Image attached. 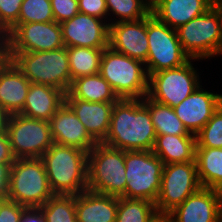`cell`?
Here are the masks:
<instances>
[{
    "instance_id": "cell-1",
    "label": "cell",
    "mask_w": 222,
    "mask_h": 222,
    "mask_svg": "<svg viewBox=\"0 0 222 222\" xmlns=\"http://www.w3.org/2000/svg\"><path fill=\"white\" fill-rule=\"evenodd\" d=\"M156 131L142 99H119L113 106L110 128L102 144L124 151H152Z\"/></svg>"
},
{
    "instance_id": "cell-2",
    "label": "cell",
    "mask_w": 222,
    "mask_h": 222,
    "mask_svg": "<svg viewBox=\"0 0 222 222\" xmlns=\"http://www.w3.org/2000/svg\"><path fill=\"white\" fill-rule=\"evenodd\" d=\"M54 194L77 195L88 189V153L53 143L41 156Z\"/></svg>"
},
{
    "instance_id": "cell-3",
    "label": "cell",
    "mask_w": 222,
    "mask_h": 222,
    "mask_svg": "<svg viewBox=\"0 0 222 222\" xmlns=\"http://www.w3.org/2000/svg\"><path fill=\"white\" fill-rule=\"evenodd\" d=\"M23 75L34 84L49 85L65 94L71 86L67 47L51 51L6 52Z\"/></svg>"
},
{
    "instance_id": "cell-4",
    "label": "cell",
    "mask_w": 222,
    "mask_h": 222,
    "mask_svg": "<svg viewBox=\"0 0 222 222\" xmlns=\"http://www.w3.org/2000/svg\"><path fill=\"white\" fill-rule=\"evenodd\" d=\"M53 195L41 158H19L10 166L7 199L30 208L43 206Z\"/></svg>"
},
{
    "instance_id": "cell-5",
    "label": "cell",
    "mask_w": 222,
    "mask_h": 222,
    "mask_svg": "<svg viewBox=\"0 0 222 222\" xmlns=\"http://www.w3.org/2000/svg\"><path fill=\"white\" fill-rule=\"evenodd\" d=\"M145 64L106 47L99 74L110 84L119 99H142L148 92L149 76Z\"/></svg>"
},
{
    "instance_id": "cell-6",
    "label": "cell",
    "mask_w": 222,
    "mask_h": 222,
    "mask_svg": "<svg viewBox=\"0 0 222 222\" xmlns=\"http://www.w3.org/2000/svg\"><path fill=\"white\" fill-rule=\"evenodd\" d=\"M178 40L186 54L195 60L221 54L222 0L206 13L176 29Z\"/></svg>"
},
{
    "instance_id": "cell-7",
    "label": "cell",
    "mask_w": 222,
    "mask_h": 222,
    "mask_svg": "<svg viewBox=\"0 0 222 222\" xmlns=\"http://www.w3.org/2000/svg\"><path fill=\"white\" fill-rule=\"evenodd\" d=\"M88 190L121 197L126 189L124 150L97 143L88 153Z\"/></svg>"
},
{
    "instance_id": "cell-8",
    "label": "cell",
    "mask_w": 222,
    "mask_h": 222,
    "mask_svg": "<svg viewBox=\"0 0 222 222\" xmlns=\"http://www.w3.org/2000/svg\"><path fill=\"white\" fill-rule=\"evenodd\" d=\"M126 189L121 196L155 203L161 187L164 163L152 151H124Z\"/></svg>"
},
{
    "instance_id": "cell-9",
    "label": "cell",
    "mask_w": 222,
    "mask_h": 222,
    "mask_svg": "<svg viewBox=\"0 0 222 222\" xmlns=\"http://www.w3.org/2000/svg\"><path fill=\"white\" fill-rule=\"evenodd\" d=\"M147 36L149 49L145 67L148 76L195 60L183 50L176 29L160 22L152 12L147 16Z\"/></svg>"
},
{
    "instance_id": "cell-10",
    "label": "cell",
    "mask_w": 222,
    "mask_h": 222,
    "mask_svg": "<svg viewBox=\"0 0 222 222\" xmlns=\"http://www.w3.org/2000/svg\"><path fill=\"white\" fill-rule=\"evenodd\" d=\"M6 132L16 159L41 158L53 144L48 121L22 114L9 115Z\"/></svg>"
},
{
    "instance_id": "cell-11",
    "label": "cell",
    "mask_w": 222,
    "mask_h": 222,
    "mask_svg": "<svg viewBox=\"0 0 222 222\" xmlns=\"http://www.w3.org/2000/svg\"><path fill=\"white\" fill-rule=\"evenodd\" d=\"M200 188L196 161L164 165L161 187L155 202L158 215L165 217Z\"/></svg>"
},
{
    "instance_id": "cell-12",
    "label": "cell",
    "mask_w": 222,
    "mask_h": 222,
    "mask_svg": "<svg viewBox=\"0 0 222 222\" xmlns=\"http://www.w3.org/2000/svg\"><path fill=\"white\" fill-rule=\"evenodd\" d=\"M191 62L150 74L147 96L172 108L180 104L200 85L199 75Z\"/></svg>"
},
{
    "instance_id": "cell-13",
    "label": "cell",
    "mask_w": 222,
    "mask_h": 222,
    "mask_svg": "<svg viewBox=\"0 0 222 222\" xmlns=\"http://www.w3.org/2000/svg\"><path fill=\"white\" fill-rule=\"evenodd\" d=\"M6 52L51 51L64 47L61 25L53 22L15 23L7 31Z\"/></svg>"
},
{
    "instance_id": "cell-14",
    "label": "cell",
    "mask_w": 222,
    "mask_h": 222,
    "mask_svg": "<svg viewBox=\"0 0 222 222\" xmlns=\"http://www.w3.org/2000/svg\"><path fill=\"white\" fill-rule=\"evenodd\" d=\"M60 25L65 47L105 49L109 46V24L105 19L78 12Z\"/></svg>"
},
{
    "instance_id": "cell-15",
    "label": "cell",
    "mask_w": 222,
    "mask_h": 222,
    "mask_svg": "<svg viewBox=\"0 0 222 222\" xmlns=\"http://www.w3.org/2000/svg\"><path fill=\"white\" fill-rule=\"evenodd\" d=\"M222 214V191L201 187L169 212L167 222H218Z\"/></svg>"
},
{
    "instance_id": "cell-16",
    "label": "cell",
    "mask_w": 222,
    "mask_h": 222,
    "mask_svg": "<svg viewBox=\"0 0 222 222\" xmlns=\"http://www.w3.org/2000/svg\"><path fill=\"white\" fill-rule=\"evenodd\" d=\"M109 24V47L145 64L148 57L147 17Z\"/></svg>"
},
{
    "instance_id": "cell-17",
    "label": "cell",
    "mask_w": 222,
    "mask_h": 222,
    "mask_svg": "<svg viewBox=\"0 0 222 222\" xmlns=\"http://www.w3.org/2000/svg\"><path fill=\"white\" fill-rule=\"evenodd\" d=\"M198 86L180 104L173 107L189 133L196 135L222 105V95L205 91Z\"/></svg>"
},
{
    "instance_id": "cell-18",
    "label": "cell",
    "mask_w": 222,
    "mask_h": 222,
    "mask_svg": "<svg viewBox=\"0 0 222 222\" xmlns=\"http://www.w3.org/2000/svg\"><path fill=\"white\" fill-rule=\"evenodd\" d=\"M49 123L53 143L76 147L87 153L97 144L65 102Z\"/></svg>"
},
{
    "instance_id": "cell-19",
    "label": "cell",
    "mask_w": 222,
    "mask_h": 222,
    "mask_svg": "<svg viewBox=\"0 0 222 222\" xmlns=\"http://www.w3.org/2000/svg\"><path fill=\"white\" fill-rule=\"evenodd\" d=\"M31 82L10 60L0 63V105L9 114H20Z\"/></svg>"
},
{
    "instance_id": "cell-20",
    "label": "cell",
    "mask_w": 222,
    "mask_h": 222,
    "mask_svg": "<svg viewBox=\"0 0 222 222\" xmlns=\"http://www.w3.org/2000/svg\"><path fill=\"white\" fill-rule=\"evenodd\" d=\"M90 136L102 143L109 131L113 106L116 102H89L78 98H65Z\"/></svg>"
},
{
    "instance_id": "cell-21",
    "label": "cell",
    "mask_w": 222,
    "mask_h": 222,
    "mask_svg": "<svg viewBox=\"0 0 222 222\" xmlns=\"http://www.w3.org/2000/svg\"><path fill=\"white\" fill-rule=\"evenodd\" d=\"M219 0H158L152 7V14L173 29L201 16Z\"/></svg>"
},
{
    "instance_id": "cell-22",
    "label": "cell",
    "mask_w": 222,
    "mask_h": 222,
    "mask_svg": "<svg viewBox=\"0 0 222 222\" xmlns=\"http://www.w3.org/2000/svg\"><path fill=\"white\" fill-rule=\"evenodd\" d=\"M118 197L85 190L75 195L77 222H115Z\"/></svg>"
},
{
    "instance_id": "cell-23",
    "label": "cell",
    "mask_w": 222,
    "mask_h": 222,
    "mask_svg": "<svg viewBox=\"0 0 222 222\" xmlns=\"http://www.w3.org/2000/svg\"><path fill=\"white\" fill-rule=\"evenodd\" d=\"M65 93L55 87L30 84L26 102L20 114L38 120L50 121L65 102Z\"/></svg>"
},
{
    "instance_id": "cell-24",
    "label": "cell",
    "mask_w": 222,
    "mask_h": 222,
    "mask_svg": "<svg viewBox=\"0 0 222 222\" xmlns=\"http://www.w3.org/2000/svg\"><path fill=\"white\" fill-rule=\"evenodd\" d=\"M196 135H157L152 152L164 163L195 161Z\"/></svg>"
},
{
    "instance_id": "cell-25",
    "label": "cell",
    "mask_w": 222,
    "mask_h": 222,
    "mask_svg": "<svg viewBox=\"0 0 222 222\" xmlns=\"http://www.w3.org/2000/svg\"><path fill=\"white\" fill-rule=\"evenodd\" d=\"M65 98H78L89 102H117L119 100L110 84L99 73L73 80Z\"/></svg>"
},
{
    "instance_id": "cell-26",
    "label": "cell",
    "mask_w": 222,
    "mask_h": 222,
    "mask_svg": "<svg viewBox=\"0 0 222 222\" xmlns=\"http://www.w3.org/2000/svg\"><path fill=\"white\" fill-rule=\"evenodd\" d=\"M195 161L201 187L222 191V149L196 147Z\"/></svg>"
},
{
    "instance_id": "cell-27",
    "label": "cell",
    "mask_w": 222,
    "mask_h": 222,
    "mask_svg": "<svg viewBox=\"0 0 222 222\" xmlns=\"http://www.w3.org/2000/svg\"><path fill=\"white\" fill-rule=\"evenodd\" d=\"M142 100L149 109L157 135H194L184 127L172 107L156 102L147 95Z\"/></svg>"
},
{
    "instance_id": "cell-28",
    "label": "cell",
    "mask_w": 222,
    "mask_h": 222,
    "mask_svg": "<svg viewBox=\"0 0 222 222\" xmlns=\"http://www.w3.org/2000/svg\"><path fill=\"white\" fill-rule=\"evenodd\" d=\"M103 50L89 47H67L71 80L98 74Z\"/></svg>"
},
{
    "instance_id": "cell-29",
    "label": "cell",
    "mask_w": 222,
    "mask_h": 222,
    "mask_svg": "<svg viewBox=\"0 0 222 222\" xmlns=\"http://www.w3.org/2000/svg\"><path fill=\"white\" fill-rule=\"evenodd\" d=\"M158 217L155 203L145 199L118 197L115 222H154Z\"/></svg>"
},
{
    "instance_id": "cell-30",
    "label": "cell",
    "mask_w": 222,
    "mask_h": 222,
    "mask_svg": "<svg viewBox=\"0 0 222 222\" xmlns=\"http://www.w3.org/2000/svg\"><path fill=\"white\" fill-rule=\"evenodd\" d=\"M46 222H77L75 195H53L39 207Z\"/></svg>"
},
{
    "instance_id": "cell-31",
    "label": "cell",
    "mask_w": 222,
    "mask_h": 222,
    "mask_svg": "<svg viewBox=\"0 0 222 222\" xmlns=\"http://www.w3.org/2000/svg\"><path fill=\"white\" fill-rule=\"evenodd\" d=\"M108 15L110 11L119 20L111 22L137 21L151 13V7L146 0H106Z\"/></svg>"
},
{
    "instance_id": "cell-32",
    "label": "cell",
    "mask_w": 222,
    "mask_h": 222,
    "mask_svg": "<svg viewBox=\"0 0 222 222\" xmlns=\"http://www.w3.org/2000/svg\"><path fill=\"white\" fill-rule=\"evenodd\" d=\"M50 0H23L16 23L53 22Z\"/></svg>"
},
{
    "instance_id": "cell-33",
    "label": "cell",
    "mask_w": 222,
    "mask_h": 222,
    "mask_svg": "<svg viewBox=\"0 0 222 222\" xmlns=\"http://www.w3.org/2000/svg\"><path fill=\"white\" fill-rule=\"evenodd\" d=\"M196 147H222V105L196 134Z\"/></svg>"
},
{
    "instance_id": "cell-34",
    "label": "cell",
    "mask_w": 222,
    "mask_h": 222,
    "mask_svg": "<svg viewBox=\"0 0 222 222\" xmlns=\"http://www.w3.org/2000/svg\"><path fill=\"white\" fill-rule=\"evenodd\" d=\"M23 0H0V24L8 31L19 19Z\"/></svg>"
},
{
    "instance_id": "cell-35",
    "label": "cell",
    "mask_w": 222,
    "mask_h": 222,
    "mask_svg": "<svg viewBox=\"0 0 222 222\" xmlns=\"http://www.w3.org/2000/svg\"><path fill=\"white\" fill-rule=\"evenodd\" d=\"M55 22L61 24L79 12L78 0H50Z\"/></svg>"
},
{
    "instance_id": "cell-36",
    "label": "cell",
    "mask_w": 222,
    "mask_h": 222,
    "mask_svg": "<svg viewBox=\"0 0 222 222\" xmlns=\"http://www.w3.org/2000/svg\"><path fill=\"white\" fill-rule=\"evenodd\" d=\"M26 207L7 198L0 201V222H19Z\"/></svg>"
},
{
    "instance_id": "cell-37",
    "label": "cell",
    "mask_w": 222,
    "mask_h": 222,
    "mask_svg": "<svg viewBox=\"0 0 222 222\" xmlns=\"http://www.w3.org/2000/svg\"><path fill=\"white\" fill-rule=\"evenodd\" d=\"M79 12L98 17L107 18L108 10L106 0H78Z\"/></svg>"
},
{
    "instance_id": "cell-38",
    "label": "cell",
    "mask_w": 222,
    "mask_h": 222,
    "mask_svg": "<svg viewBox=\"0 0 222 222\" xmlns=\"http://www.w3.org/2000/svg\"><path fill=\"white\" fill-rule=\"evenodd\" d=\"M15 160L7 132L0 134V164H6L10 167Z\"/></svg>"
},
{
    "instance_id": "cell-39",
    "label": "cell",
    "mask_w": 222,
    "mask_h": 222,
    "mask_svg": "<svg viewBox=\"0 0 222 222\" xmlns=\"http://www.w3.org/2000/svg\"><path fill=\"white\" fill-rule=\"evenodd\" d=\"M19 222H46L39 207L25 208Z\"/></svg>"
},
{
    "instance_id": "cell-40",
    "label": "cell",
    "mask_w": 222,
    "mask_h": 222,
    "mask_svg": "<svg viewBox=\"0 0 222 222\" xmlns=\"http://www.w3.org/2000/svg\"><path fill=\"white\" fill-rule=\"evenodd\" d=\"M10 167L6 164H0V198H6V187L8 184Z\"/></svg>"
},
{
    "instance_id": "cell-41",
    "label": "cell",
    "mask_w": 222,
    "mask_h": 222,
    "mask_svg": "<svg viewBox=\"0 0 222 222\" xmlns=\"http://www.w3.org/2000/svg\"><path fill=\"white\" fill-rule=\"evenodd\" d=\"M9 114L0 105V134L6 133Z\"/></svg>"
},
{
    "instance_id": "cell-42",
    "label": "cell",
    "mask_w": 222,
    "mask_h": 222,
    "mask_svg": "<svg viewBox=\"0 0 222 222\" xmlns=\"http://www.w3.org/2000/svg\"><path fill=\"white\" fill-rule=\"evenodd\" d=\"M6 58L5 40L0 38V63Z\"/></svg>"
},
{
    "instance_id": "cell-43",
    "label": "cell",
    "mask_w": 222,
    "mask_h": 222,
    "mask_svg": "<svg viewBox=\"0 0 222 222\" xmlns=\"http://www.w3.org/2000/svg\"><path fill=\"white\" fill-rule=\"evenodd\" d=\"M0 38L6 41L7 39V30L0 24Z\"/></svg>"
},
{
    "instance_id": "cell-44",
    "label": "cell",
    "mask_w": 222,
    "mask_h": 222,
    "mask_svg": "<svg viewBox=\"0 0 222 222\" xmlns=\"http://www.w3.org/2000/svg\"><path fill=\"white\" fill-rule=\"evenodd\" d=\"M154 222H167L165 217L159 216Z\"/></svg>"
},
{
    "instance_id": "cell-45",
    "label": "cell",
    "mask_w": 222,
    "mask_h": 222,
    "mask_svg": "<svg viewBox=\"0 0 222 222\" xmlns=\"http://www.w3.org/2000/svg\"><path fill=\"white\" fill-rule=\"evenodd\" d=\"M158 0H146V2L152 7Z\"/></svg>"
},
{
    "instance_id": "cell-46",
    "label": "cell",
    "mask_w": 222,
    "mask_h": 222,
    "mask_svg": "<svg viewBox=\"0 0 222 222\" xmlns=\"http://www.w3.org/2000/svg\"><path fill=\"white\" fill-rule=\"evenodd\" d=\"M218 222H222V214H221Z\"/></svg>"
}]
</instances>
